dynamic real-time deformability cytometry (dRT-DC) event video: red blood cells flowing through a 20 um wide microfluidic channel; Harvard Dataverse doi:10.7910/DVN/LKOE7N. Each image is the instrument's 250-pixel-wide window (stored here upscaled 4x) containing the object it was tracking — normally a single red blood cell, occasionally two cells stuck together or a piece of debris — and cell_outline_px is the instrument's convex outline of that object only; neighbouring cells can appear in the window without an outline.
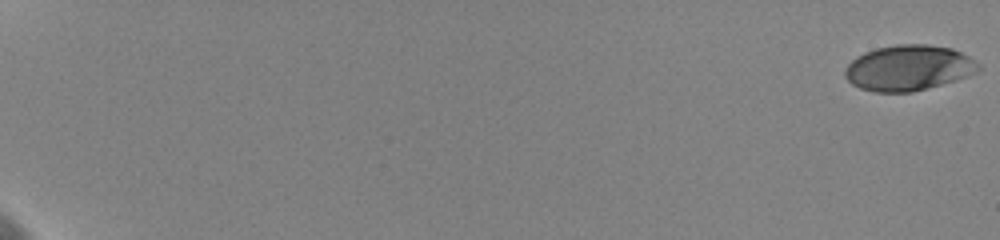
{"species": "human", "species_latin": "Homo sapiens", "temperature_condition": "cold", "stored_images_in_passage": 24, "camera_frame_rate_fps": 3000, "um_per_image_px": 0.085, "donor": {"sex": "female"}, "frame": {"image": 1, "passage_image": 1, "time_ms": 0.0, "image_size_px": [1000, 240], "cell_outline_px": [[980, 68], [976, 72], [968, 76], [956, 80], [912, 92], [876, 92], [860, 88], [852, 84], [844, 76], [844, 68], [856, 56], [864, 52], [876, 48], [896, 44], [928, 44], [952, 48], [968, 56], [980, 64]], "centroid_in_image_um": [77.21, 5.76], "position_along_channel_um": 7.8, "area_um2": 35.49}}
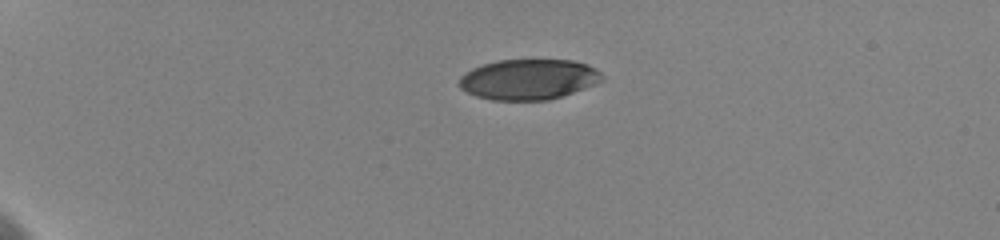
{"frame": {"image": 2, "passage_image": 16, "time_ms": 5.333, "image_size_px": [1000, 240], "cell_outline_px": [[604, 80], [596, 84], [548, 100], [492, 100], [476, 96], [460, 88], [460, 76], [472, 68], [496, 60], [572, 60], [588, 64], [596, 68], [604, 76]], "centroid_in_image_um": [44.95, 6.74], "position_along_channel_um": 40.0, "area_um2": 33.64}}
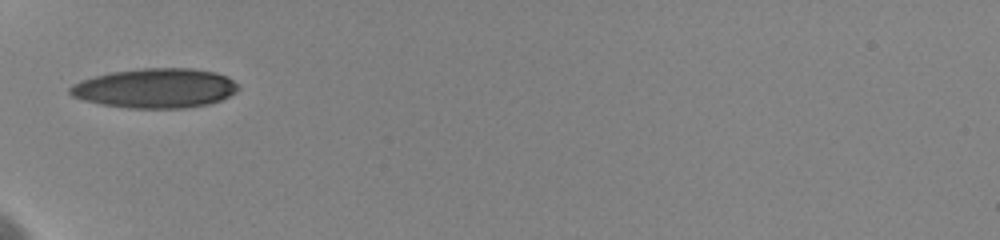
{"frame": {"image": 3, "passage_image": 22, "time_ms": 8.0, "image_size_px": [1000, 240], "cell_outline_px": [[240, 88], [236, 92], [220, 100], [208, 104], [184, 108], [128, 108], [100, 104], [84, 100], [72, 96], [68, 92], [68, 88], [72, 84], [80, 80], [112, 72], [140, 68], [192, 68], [216, 72], [228, 76]], "centroid_in_image_um": [13.19, 7.49], "position_along_channel_um": 71.8, "area_um2": 38.9}}